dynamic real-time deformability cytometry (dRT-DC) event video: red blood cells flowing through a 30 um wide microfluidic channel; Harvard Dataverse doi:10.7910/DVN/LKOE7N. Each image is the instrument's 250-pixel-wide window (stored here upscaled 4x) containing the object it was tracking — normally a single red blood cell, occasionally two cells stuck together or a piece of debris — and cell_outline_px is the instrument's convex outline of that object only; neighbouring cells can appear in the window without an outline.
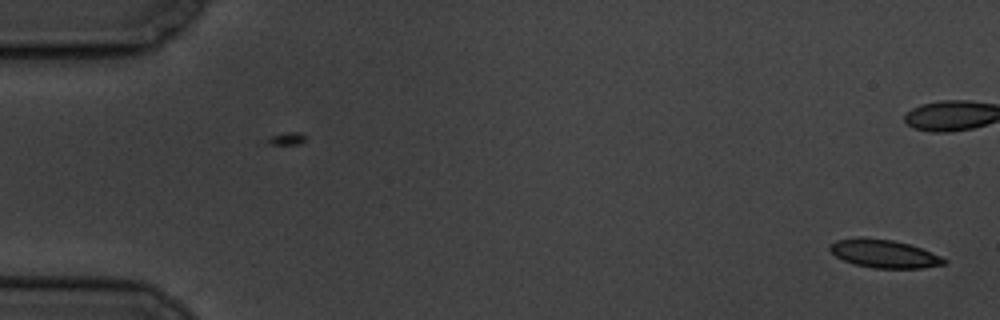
{"species": "common noctule bat (a hibernating species)", "species_latin": "Nyctalus noctula", "temperature_condition": "cold", "stored_images_in_passage": 3, "camera_frame_rate_fps": 3000, "um_per_image_px": 0.085, "animal": {"sex": "male", "body_mass_g": 19.5, "forearm_length_mm": 54.6}, "frame": {"image": 1, "passage_image": 3, "time_ms": 2.333, "image_size_px": [1000, 320], "cell_outline_px": [[948, 264], [920, 268], [872, 268], [856, 264], [844, 260], [836, 256], [828, 248], [836, 240], [860, 236], [864, 236], [892, 240], [908, 244], [920, 248], [940, 256], [948, 260]], "centroid_in_image_um": [75.15, 21.55], "position_along_channel_um": 9.9, "area_um2": 18.73}}